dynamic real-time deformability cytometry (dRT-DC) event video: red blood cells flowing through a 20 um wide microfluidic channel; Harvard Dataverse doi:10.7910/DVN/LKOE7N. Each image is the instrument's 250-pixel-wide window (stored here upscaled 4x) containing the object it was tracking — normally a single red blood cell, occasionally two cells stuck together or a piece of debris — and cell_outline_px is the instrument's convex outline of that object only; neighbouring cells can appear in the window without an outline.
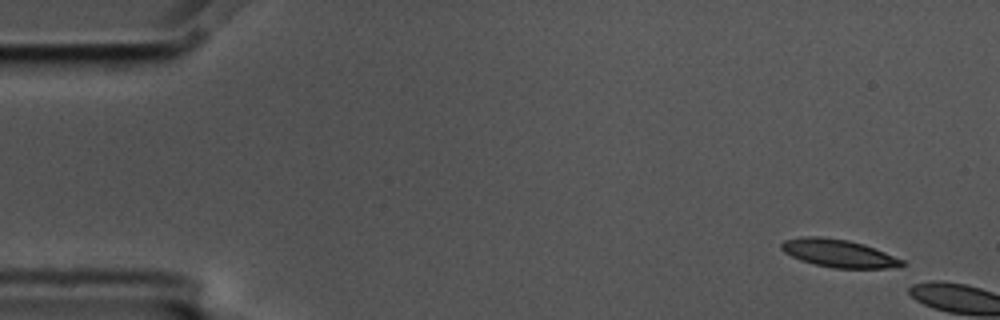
{"species": "common noctule bat (a hibernating species)", "species_latin": "Nyctalus noctula", "temperature_condition": "cold", "stored_images_in_passage": 2, "camera_frame_rate_fps": 3000, "um_per_image_px": 0.085, "animal": {"sex": "male", "body_mass_g": 17.5, "forearm_length_mm": 52.3}, "frame": {"image": 1, "passage_image": 1, "time_ms": 0.0, "image_size_px": [1000, 320], "cell_outline_px": [[904, 264], [900, 268], [836, 268], [816, 264], [800, 260], [784, 252], [780, 248], [780, 244], [784, 240], [800, 236], [820, 236], [848, 240], [864, 244], [904, 260]], "centroid_in_image_um": [71.28, 21.52], "position_along_channel_um": 13.7, "area_um2": 19.59}}